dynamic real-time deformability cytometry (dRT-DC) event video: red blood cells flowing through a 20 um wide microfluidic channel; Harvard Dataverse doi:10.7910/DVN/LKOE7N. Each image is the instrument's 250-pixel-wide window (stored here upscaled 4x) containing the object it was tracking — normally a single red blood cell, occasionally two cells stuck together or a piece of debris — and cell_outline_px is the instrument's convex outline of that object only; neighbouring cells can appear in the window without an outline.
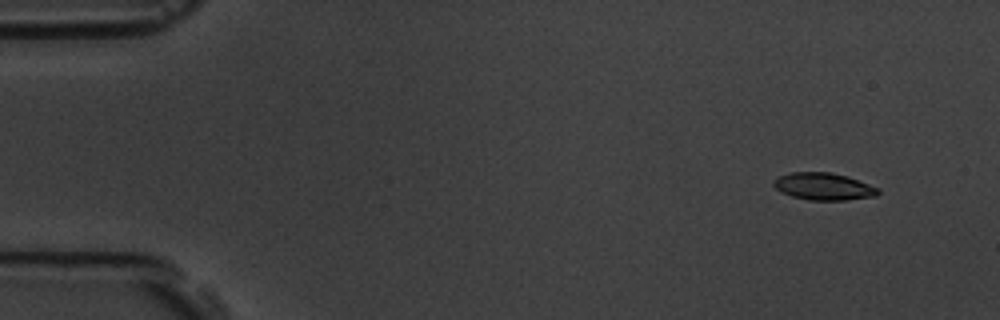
{"species": "common noctule bat (a hibernating species)", "species_latin": "Nyctalus noctula", "temperature_condition": "room temperature", "stored_images_in_passage": 12, "camera_frame_rate_fps": 3000, "um_per_image_px": 0.085, "animal": {"sex": "male", "body_mass_g": 19.5, "forearm_length_mm": 54.6}, "frame": {"image": 1, "passage_image": 2, "time_ms": 1.333, "image_size_px": [1000, 320], "cell_outline_px": [[880, 192], [876, 196], [844, 200], [808, 200], [792, 196], [780, 192], [772, 184], [772, 180], [780, 176], [792, 172], [828, 172], [848, 176], [880, 188]], "centroid_in_image_um": [70.01, 15.85], "position_along_channel_um": 15.0, "area_um2": 16.65}}
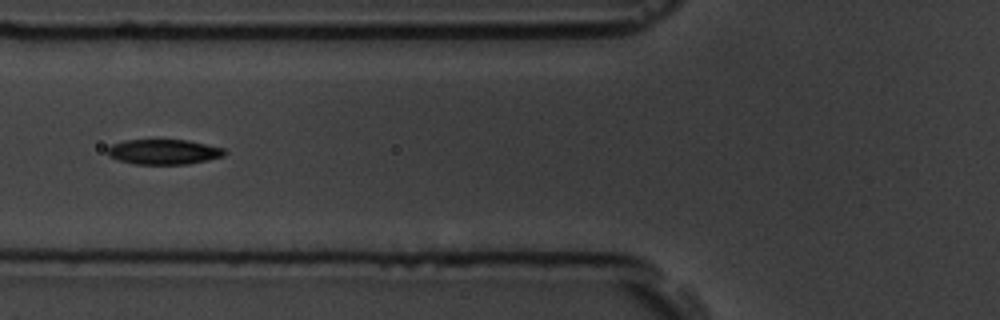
{"frame": {"image": 2, "passage_image": 7, "time_ms": 7.0, "image_size_px": [1000, 320], "cell_outline_px": [[228, 152], [224, 156], [208, 160], [188, 164], [136, 164], [120, 160], [108, 156], [108, 148], [112, 144], [124, 140], [188, 140], [224, 148]], "centroid_in_image_um": [13.95, 12.9], "position_along_channel_um": 111.8, "area_um2": 17.11}}
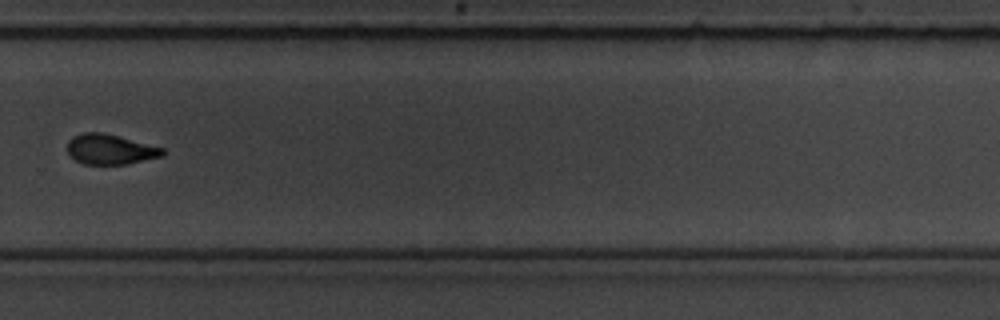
{"frame": {"image": 3, "passage_image": 12, "time_ms": 12.667, "image_size_px": [1000, 320], "cell_outline_px": [[168, 152], [164, 156], [128, 164], [84, 164], [76, 160], [68, 152], [68, 140], [72, 136], [84, 132], [104, 132], [164, 148]], "centroid_in_image_um": [9.41, 12.69], "position_along_channel_um": 320.4, "area_um2": 16.88}}